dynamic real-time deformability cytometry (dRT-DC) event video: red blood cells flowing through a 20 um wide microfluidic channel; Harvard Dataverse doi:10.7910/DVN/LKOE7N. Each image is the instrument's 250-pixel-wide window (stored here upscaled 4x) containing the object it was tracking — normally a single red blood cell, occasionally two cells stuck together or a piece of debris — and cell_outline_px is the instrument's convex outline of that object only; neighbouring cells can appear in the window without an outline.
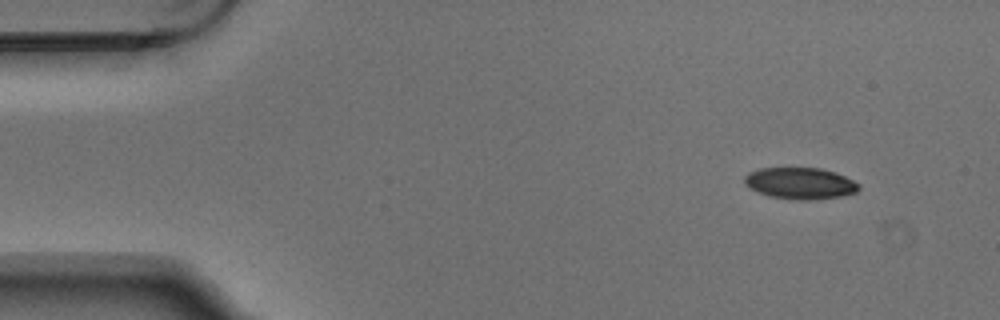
{"species": "Egyptian fruit bat (a non-hibernating species)", "species_latin": "Rousettus aegyptiacus", "temperature_condition": "warm", "stored_images_in_passage": 3, "camera_frame_rate_fps": 3000, "um_per_image_px": 0.085, "animal": {"sex": "male"}, "frame": {"image": 1, "passage_image": 1, "time_ms": 0.0, "image_size_px": [1000, 320], "cell_outline_px": [[860, 188], [856, 192], [840, 196], [808, 200], [800, 200], [768, 196], [756, 192], [744, 184], [744, 176], [748, 172], [760, 168], [820, 168], [836, 172], [860, 184]], "centroid_in_image_um": [67.98, 15.57], "position_along_channel_um": 17.0, "area_um2": 21.04}}
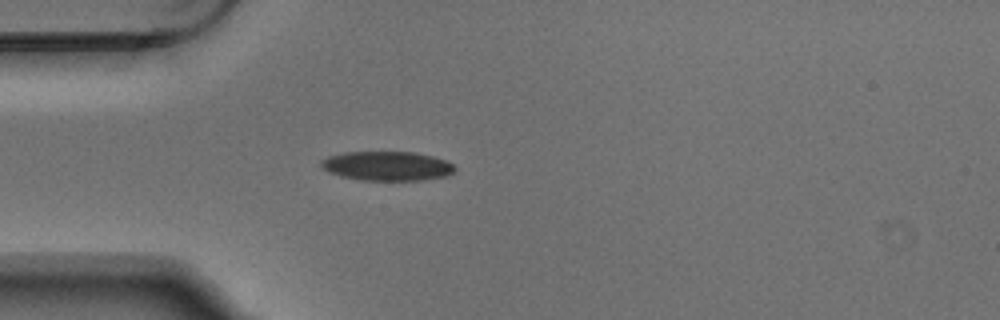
{"frame": {"image": 2, "passage_image": 3, "time_ms": 0.667, "image_size_px": [1000, 320], "cell_outline_px": [[456, 172], [448, 176], [420, 180], [360, 180], [340, 176], [328, 172], [320, 168], [320, 160], [328, 156], [344, 152], [416, 152], [448, 160], [456, 168]], "centroid_in_image_um": [32.9, 14.11], "position_along_channel_um": 52.1, "area_um2": 23.18}}